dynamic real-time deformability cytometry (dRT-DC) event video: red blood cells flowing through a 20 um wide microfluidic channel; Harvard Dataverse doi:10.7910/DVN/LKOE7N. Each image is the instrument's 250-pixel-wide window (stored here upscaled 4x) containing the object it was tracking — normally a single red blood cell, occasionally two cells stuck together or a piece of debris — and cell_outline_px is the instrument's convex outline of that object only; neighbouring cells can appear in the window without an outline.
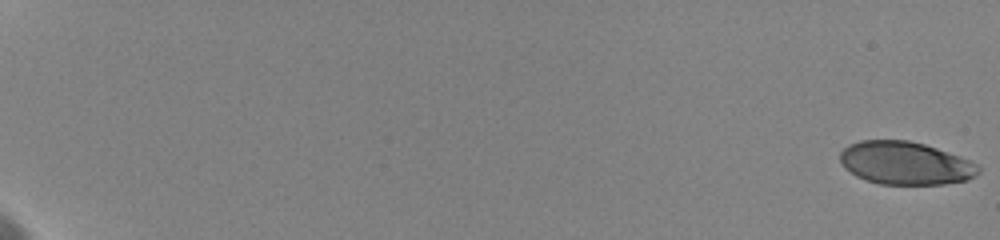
{"species": "human", "species_latin": "Homo sapiens", "temperature_condition": "cold", "stored_images_in_passage": 37, "camera_frame_rate_fps": 3000, "um_per_image_px": 0.085, "donor": {"sex": "female"}, "frame": {"image": 1, "passage_image": 1, "time_ms": 0.0, "image_size_px": [1000, 240], "cell_outline_px": [[980, 172], [976, 176], [964, 180], [944, 184], [880, 184], [856, 176], [840, 160], [840, 152], [848, 144], [860, 140], [908, 140], [924, 144], [936, 148], [968, 160], [976, 164], [980, 168]], "centroid_in_image_um": [76.95, 13.86], "position_along_channel_um": 8.1, "area_um2": 34.22}}
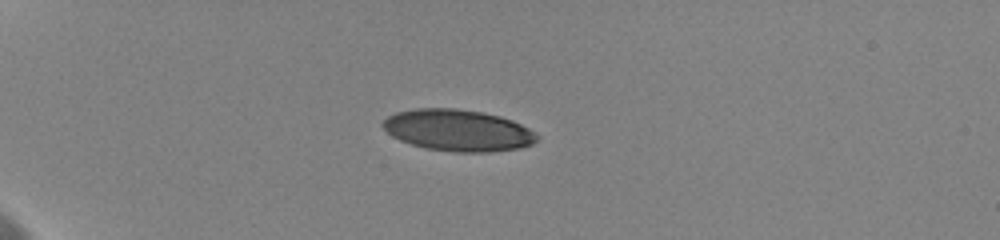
{"frame": {"image": 2, "passage_image": 12, "time_ms": 6.0, "image_size_px": [1000, 240], "cell_outline_px": [[540, 136], [532, 144], [520, 148], [488, 152], [456, 152], [424, 148], [400, 140], [392, 136], [380, 124], [388, 116], [396, 112], [416, 108], [456, 108], [484, 112], [500, 116], [512, 120], [528, 128]], "centroid_in_image_um": [38.92, 11.07], "position_along_channel_um": 46.1, "area_um2": 37.4}}